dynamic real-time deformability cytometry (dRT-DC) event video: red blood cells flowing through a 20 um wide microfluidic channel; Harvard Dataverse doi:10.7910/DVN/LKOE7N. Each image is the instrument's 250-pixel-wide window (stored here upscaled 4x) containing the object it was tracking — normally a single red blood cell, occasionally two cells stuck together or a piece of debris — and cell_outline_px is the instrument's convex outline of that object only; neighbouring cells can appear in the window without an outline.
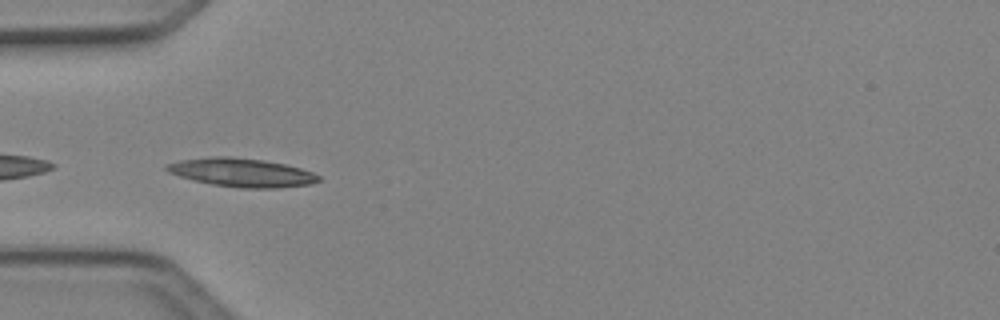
{"species": "Egyptian fruit bat (a non-hibernating species)", "species_latin": "Rousettus aegyptiacus", "temperature_condition": "cold", "stored_images_in_passage": 5, "camera_frame_rate_fps": 3000, "um_per_image_px": 0.085, "animal": {"sex": "female"}, "frame": {"image": 1, "passage_image": 5, "time_ms": 1.333, "image_size_px": [1000, 320], "cell_outline_px": [[320, 180], [312, 184], [276, 188], [240, 188], [212, 184], [192, 180], [168, 172], [164, 168], [164, 164], [180, 160], [208, 156], [228, 156], [264, 160], [284, 164], [300, 168], [312, 172], [320, 176]], "centroid_in_image_um": [20.51, 14.66], "position_along_channel_um": 64.5, "area_um2": 25.43}}